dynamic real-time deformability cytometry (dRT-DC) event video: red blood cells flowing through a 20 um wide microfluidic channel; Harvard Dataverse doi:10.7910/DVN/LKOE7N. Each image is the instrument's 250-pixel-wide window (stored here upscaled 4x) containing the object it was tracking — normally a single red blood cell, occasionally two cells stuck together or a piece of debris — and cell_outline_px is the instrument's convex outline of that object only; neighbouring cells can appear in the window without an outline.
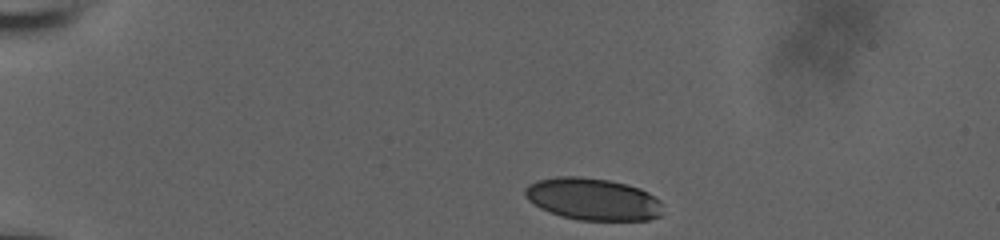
{"species": "human", "species_latin": "Homo sapiens", "temperature_condition": "room temperature", "stored_images_in_passage": 27, "camera_frame_rate_fps": 3000, "um_per_image_px": 0.085, "donor": {"sex": "male"}, "frame": {"image": 1, "passage_image": 1, "time_ms": 0.0, "image_size_px": [1000, 240], "cell_outline_px": [[660, 216], [648, 220], [580, 220], [560, 216], [548, 212], [540, 208], [528, 200], [524, 196], [524, 188], [528, 184], [536, 180], [560, 176], [580, 176], [608, 180], [640, 188], [648, 192], [660, 200]], "centroid_in_image_um": [50.34, 16.92], "position_along_channel_um": 34.7, "area_um2": 33.87}}
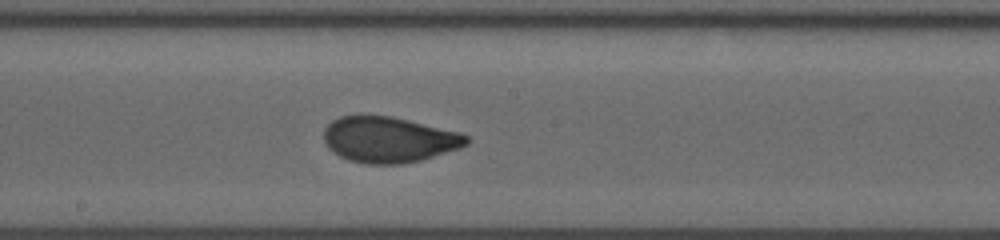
{"frame": {"image": 2, "passage_image": 12, "time_ms": 3.667, "image_size_px": [1000, 240], "cell_outline_px": [[472, 140], [468, 144], [460, 148], [420, 160], [400, 164], [368, 164], [348, 160], [340, 156], [328, 148], [324, 140], [324, 128], [332, 120], [340, 116], [360, 112], [392, 116], [460, 132], [468, 136]], "centroid_in_image_um": [33.03, 11.83], "position_along_channel_um": 215.2, "area_um2": 38.78}}
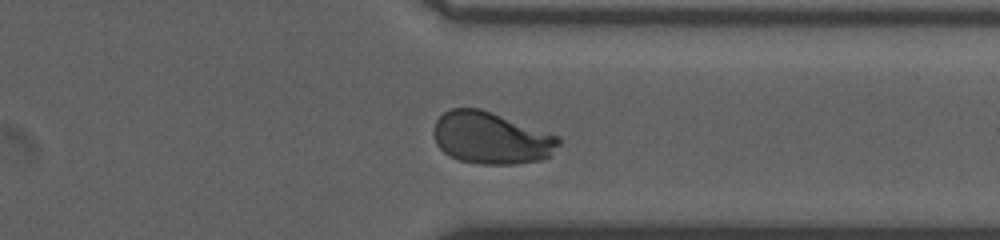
{"frame": {"image": 3, "passage_image": 23, "time_ms": 7.333, "image_size_px": [1000, 240], "cell_outline_px": [[560, 144], [548, 156], [540, 160], [516, 164], [480, 164], [460, 160], [448, 156], [436, 144], [432, 132], [436, 120], [444, 112], [452, 108], [480, 108], [560, 136]], "centroid_in_image_um": [41.72, 11.73], "position_along_channel_um": 369.7, "area_um2": 37.92}, "authors_computed_cell_mechanics": {"area_um2": 37.9168, "velocity_mm_per_s": 3.884, "shape_relaxation_time_tau1_ms": 2.2351, "shape_relaxation_time_tau2_ms": null, "deformation_change_tau1": 0.1458, "deformation_change_tau2": null}}